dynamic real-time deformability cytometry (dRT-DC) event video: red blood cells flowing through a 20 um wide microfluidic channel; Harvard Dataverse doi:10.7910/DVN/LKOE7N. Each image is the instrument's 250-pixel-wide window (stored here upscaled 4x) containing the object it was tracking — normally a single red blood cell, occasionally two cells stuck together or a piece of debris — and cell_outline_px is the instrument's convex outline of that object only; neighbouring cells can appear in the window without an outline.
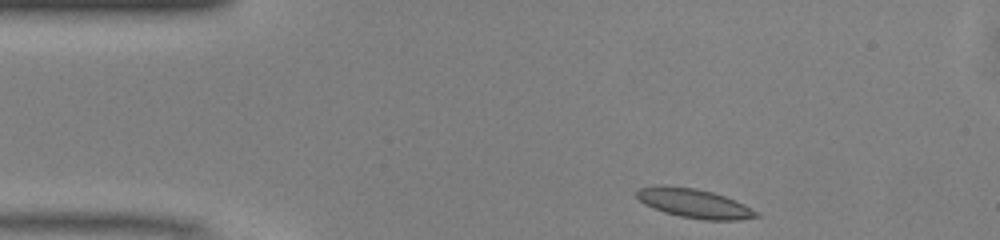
{"species": "common noctule bat (a hibernating species)", "species_latin": "Nyctalus noctula", "temperature_condition": "warm", "stored_images_in_passage": 42, "camera_frame_rate_fps": 3000, "um_per_image_px": 0.085, "animal": {"sex": "male", "body_mass_g": 13.0, "forearm_length_mm": 53.1}, "frame": {"image": 1, "passage_image": 1, "time_ms": 0.0, "image_size_px": [1000, 240], "cell_outline_px": [[760, 216], [736, 220], [704, 220], [680, 216], [664, 212], [652, 208], [644, 204], [636, 196], [636, 192], [640, 188], [696, 188], [712, 192], [736, 200], [760, 212]], "centroid_in_image_um": [59.11, 17.33], "position_along_channel_um": 25.9, "area_um2": 19.65}}
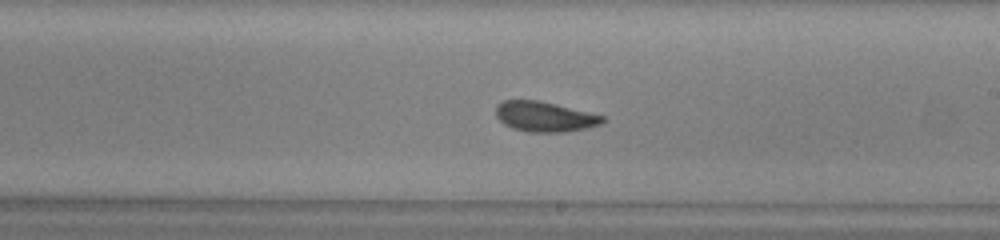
{"frame": {"image": 2, "passage_image": 21, "time_ms": 6.667, "image_size_px": [1000, 240], "cell_outline_px": [[604, 120], [600, 124], [584, 128], [564, 132], [528, 132], [512, 128], [504, 124], [496, 116], [496, 104], [500, 100], [536, 100], [556, 104], [604, 116]], "centroid_in_image_um": [46.23, 9.91], "position_along_channel_um": 242.8, "area_um2": 18.61}}
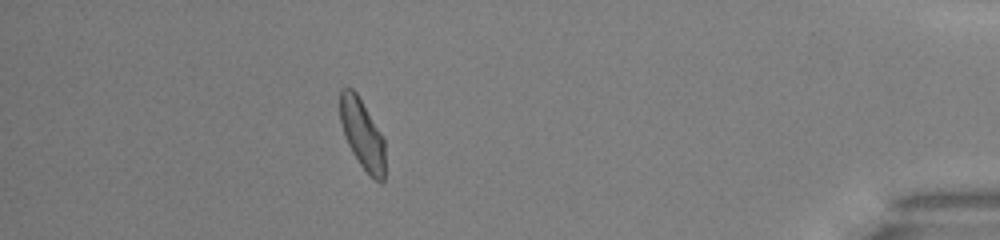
{"frame": {"image": 3, "passage_image": 37, "time_ms": 12.0, "image_size_px": [1000, 240], "cell_outline_px": [[384, 180], [380, 184], [360, 164], [352, 152], [348, 144], [340, 120], [340, 88], [352, 88], [356, 92], [384, 136]], "centroid_in_image_um": [30.8, 11.37], "position_along_channel_um": 404.4, "area_um2": 18.15}, "authors_computed_cell_mechanics": {"area_um2": 19.074, "velocity_mm_per_s": 4.1, "shape_relaxation_time_tau1_ms": 3.1691, "shape_relaxation_time_tau2_ms": 1.5686, "deformation_change_tau1": 0.1204, "deformation_change_tau2": 0.0812}}